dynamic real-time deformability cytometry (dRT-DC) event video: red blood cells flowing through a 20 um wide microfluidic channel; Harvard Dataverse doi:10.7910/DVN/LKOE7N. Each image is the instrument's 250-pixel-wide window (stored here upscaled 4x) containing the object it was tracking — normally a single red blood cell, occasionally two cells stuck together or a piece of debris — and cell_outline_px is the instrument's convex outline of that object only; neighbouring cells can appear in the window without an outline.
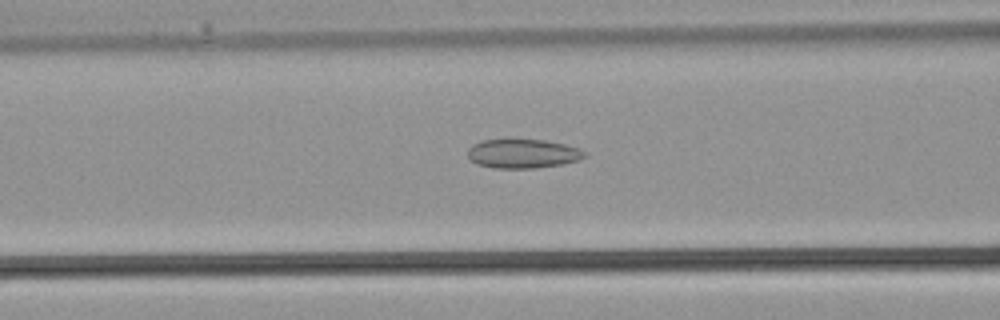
{"species": "common noctule bat (a hibernating species)", "species_latin": "Nyctalus noctula", "temperature_condition": "warm", "stored_images_in_passage": 30, "camera_frame_rate_fps": 3000, "um_per_image_px": 0.085, "animal": {"sex": "male", "body_mass_g": 21.5, "forearm_length_mm": 52.0}, "frame": {"image": 1, "passage_image": 9, "time_ms": 2.667, "image_size_px": [1000, 320], "cell_outline_px": [[588, 156], [580, 160], [564, 164], [536, 168], [496, 168], [476, 164], [468, 156], [468, 148], [472, 144], [484, 140], [508, 136], [544, 140], [564, 144], [588, 152]], "centroid_in_image_um": [44.44, 13.02], "position_along_channel_um": 122.2, "area_um2": 20.69}}
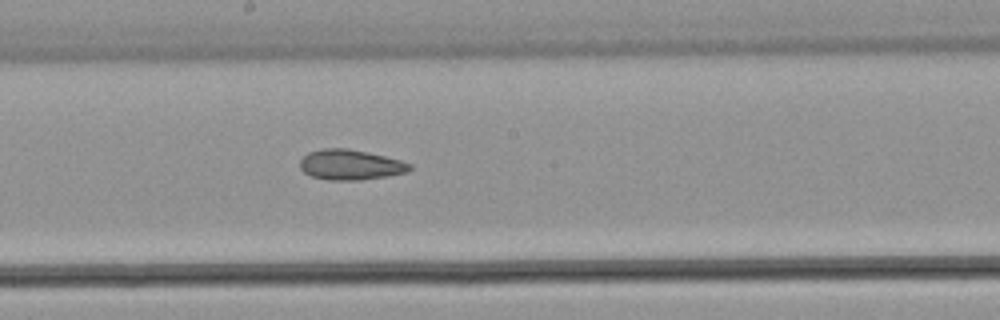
{"frame": {"image": 2, "passage_image": 14, "time_ms": 4.333, "image_size_px": [1000, 320], "cell_outline_px": [[412, 168], [408, 172], [388, 176], [360, 180], [328, 180], [312, 176], [304, 172], [300, 168], [300, 160], [308, 152], [324, 148], [348, 148], [368, 152], [400, 160], [412, 164]], "centroid_in_image_um": [29.8, 14.0], "position_along_channel_um": 218.4, "area_um2": 19.42}}
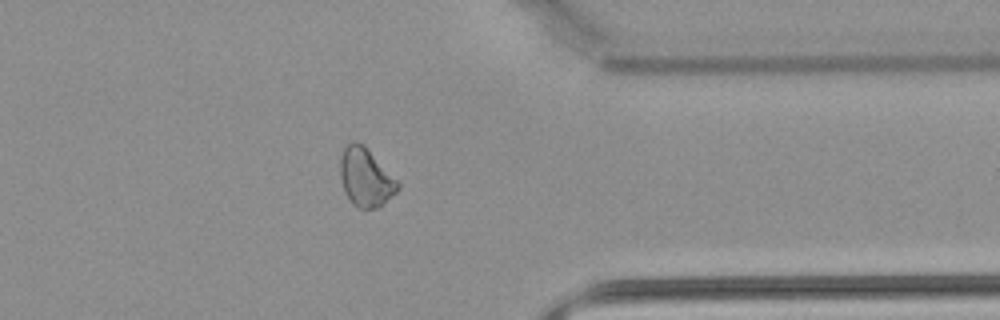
{"frame": {"image": 3, "passage_image": 23, "time_ms": 7.333, "image_size_px": [1000, 320], "cell_outline_px": [[400, 188], [384, 204], [376, 208], [360, 208], [352, 204], [344, 192], [340, 176], [340, 156], [344, 148], [352, 140], [356, 140], [364, 144], [400, 184]], "centroid_in_image_um": [31.06, 15.07], "position_along_channel_um": 380.3, "area_um2": 19.65}}